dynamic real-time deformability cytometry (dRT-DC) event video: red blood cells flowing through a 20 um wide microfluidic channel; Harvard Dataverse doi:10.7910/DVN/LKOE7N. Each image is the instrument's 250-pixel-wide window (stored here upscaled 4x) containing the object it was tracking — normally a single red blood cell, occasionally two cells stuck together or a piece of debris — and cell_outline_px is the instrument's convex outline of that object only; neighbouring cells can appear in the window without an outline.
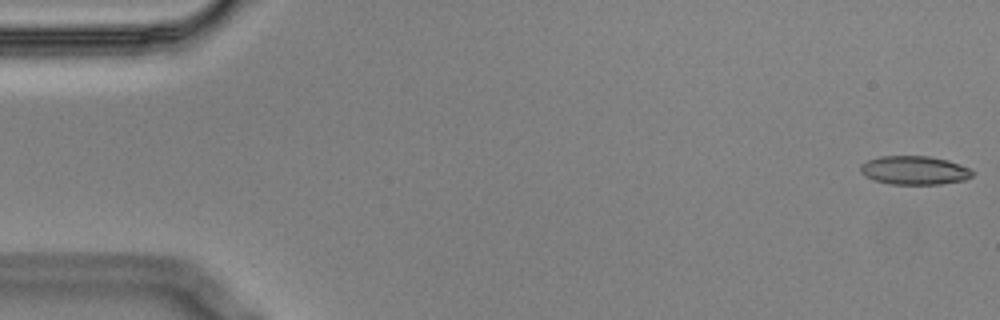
{"species": "Egyptian fruit bat (a non-hibernating species)", "species_latin": "Rousettus aegyptiacus", "temperature_condition": "cold", "stored_images_in_passage": 56, "camera_frame_rate_fps": 3000, "um_per_image_px": 0.085, "animal": {"sex": "male"}, "frame": {"image": 1, "passage_image": 1, "time_ms": 0.0, "image_size_px": [1000, 320], "cell_outline_px": [[972, 176], [964, 180], [940, 184], [888, 184], [864, 176], [860, 172], [860, 164], [868, 160], [880, 156], [928, 156], [948, 160], [968, 168], [972, 172]], "centroid_in_image_um": [77.68, 14.47], "position_along_channel_um": 7.3, "area_um2": 18.61}}
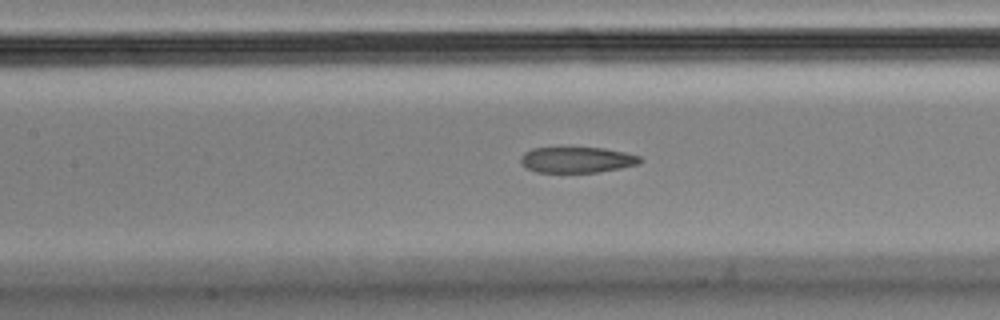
{"frame": {"image": 2, "passage_image": 25, "time_ms": 8.0, "image_size_px": [1000, 320], "cell_outline_px": [[640, 164], [620, 168], [596, 172], [536, 172], [520, 164], [520, 156], [524, 152], [532, 148], [604, 148], [624, 152], [640, 156]], "centroid_in_image_um": [49.01, 13.58], "position_along_channel_um": 158.4, "area_um2": 17.86}}
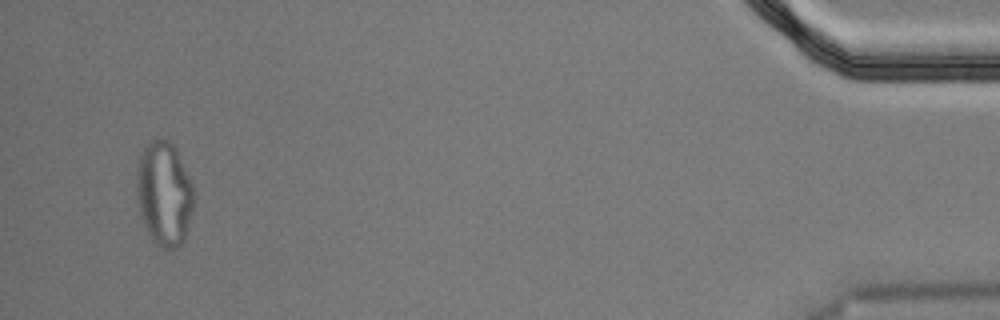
{"frame": {"image": 3, "passage_image": 54, "time_ms": 17.667, "image_size_px": [1000, 320], "cell_outline_px": [[192, 208], [184, 240], [176, 248], [164, 248], [156, 244], [148, 232], [144, 224], [140, 212], [136, 188], [136, 180], [140, 156], [144, 148], [152, 140], [168, 140], [176, 148], [192, 184]], "centroid_in_image_um": [13.94, 16.46], "position_along_channel_um": 421.3, "area_um2": 33.93}, "authors_computed_cell_mechanics": {"area_um2": 19.8832, "velocity_mm_per_s": 3.5443, "shape_relaxation_time_tau1_ms": null, "shape_relaxation_time_tau2_ms": 2.0271, "deformation_change_tau1": null, "deformation_change_tau2": 0.1016}}